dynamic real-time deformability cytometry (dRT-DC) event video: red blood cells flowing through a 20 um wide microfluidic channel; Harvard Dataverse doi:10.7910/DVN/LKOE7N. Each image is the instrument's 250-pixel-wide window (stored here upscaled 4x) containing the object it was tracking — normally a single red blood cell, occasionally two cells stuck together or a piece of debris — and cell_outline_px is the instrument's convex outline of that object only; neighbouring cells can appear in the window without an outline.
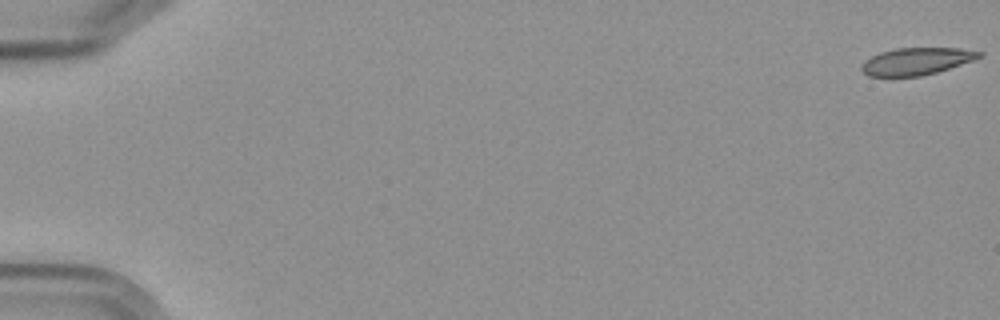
{"species": "Egyptian fruit bat (a non-hibernating species)", "species_latin": "Rousettus aegyptiacus", "temperature_condition": "cold", "stored_images_in_passage": 4, "camera_frame_rate_fps": 3000, "um_per_image_px": 0.085, "frame": {"image": 1, "passage_image": 1, "time_ms": 0.0, "image_size_px": [1000, 320], "cell_outline_px": [[984, 56], [936, 72], [920, 76], [868, 76], [860, 68], [860, 64], [864, 60], [880, 52], [896, 48], [960, 48], [984, 52]], "centroid_in_image_um": [77.88, 5.2], "position_along_channel_um": 7.1, "area_um2": 18.55}}